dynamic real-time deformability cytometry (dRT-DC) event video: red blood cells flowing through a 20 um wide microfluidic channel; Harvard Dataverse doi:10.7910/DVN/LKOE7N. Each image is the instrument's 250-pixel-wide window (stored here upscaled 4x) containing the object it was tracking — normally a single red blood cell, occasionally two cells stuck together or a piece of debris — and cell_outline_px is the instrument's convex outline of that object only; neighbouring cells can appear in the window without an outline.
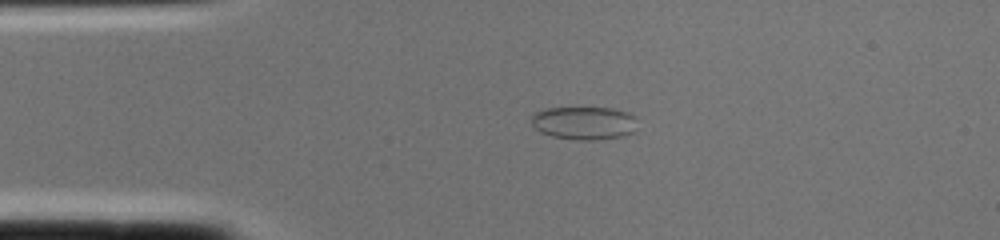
{"species": "common noctule bat (a hibernating species)", "species_latin": "Nyctalus noctula", "temperature_condition": "cold", "stored_images_in_passage": 2, "camera_frame_rate_fps": 3000, "um_per_image_px": 0.085, "animal": {"sex": "female", "body_mass_g": 22.0, "forearm_length_mm": 56.7}, "frame": {"image": 1, "passage_image": 1, "time_ms": 0.0, "image_size_px": [1000, 240], "cell_outline_px": [[636, 116], [632, 132], [624, 136], [592, 140], [580, 140], [552, 136], [540, 132], [532, 124], [532, 116], [536, 112], [544, 108], [612, 108], [628, 112]], "centroid_in_image_um": [49.64, 10.45], "position_along_channel_um": 35.4, "area_um2": 20.29}}